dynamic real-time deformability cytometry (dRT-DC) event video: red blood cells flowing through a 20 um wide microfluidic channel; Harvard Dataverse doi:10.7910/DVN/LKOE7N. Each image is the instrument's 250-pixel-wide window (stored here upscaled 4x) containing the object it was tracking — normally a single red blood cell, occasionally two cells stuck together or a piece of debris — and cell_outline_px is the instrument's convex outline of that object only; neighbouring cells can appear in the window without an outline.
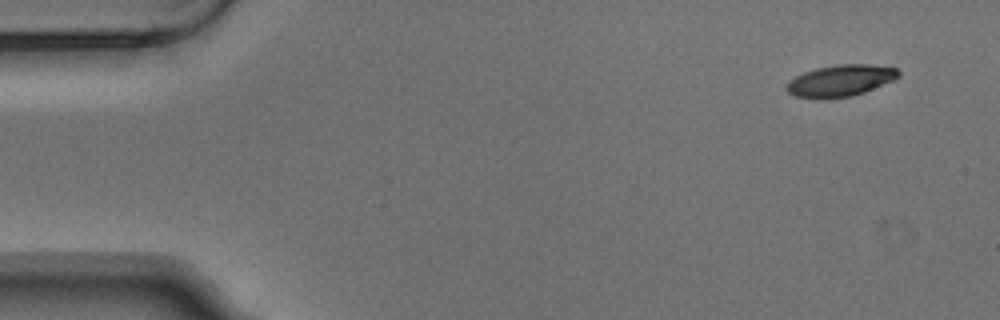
{"species": "Egyptian fruit bat (a non-hibernating species)", "species_latin": "Rousettus aegyptiacus", "temperature_condition": "warm", "stored_images_in_passage": 4, "camera_frame_rate_fps": 3000, "um_per_image_px": 0.085, "animal": {"sex": "male"}, "frame": {"image": 1, "passage_image": 1, "time_ms": 0.0, "image_size_px": [1000, 320], "cell_outline_px": [[900, 76], [892, 80], [864, 92], [852, 96], [828, 100], [812, 100], [796, 96], [788, 92], [788, 84], [796, 76], [804, 72], [816, 68], [836, 64], [868, 64], [896, 68], [900, 72]], "centroid_in_image_um": [71.43, 6.88], "position_along_channel_um": 13.6, "area_um2": 20.69}}